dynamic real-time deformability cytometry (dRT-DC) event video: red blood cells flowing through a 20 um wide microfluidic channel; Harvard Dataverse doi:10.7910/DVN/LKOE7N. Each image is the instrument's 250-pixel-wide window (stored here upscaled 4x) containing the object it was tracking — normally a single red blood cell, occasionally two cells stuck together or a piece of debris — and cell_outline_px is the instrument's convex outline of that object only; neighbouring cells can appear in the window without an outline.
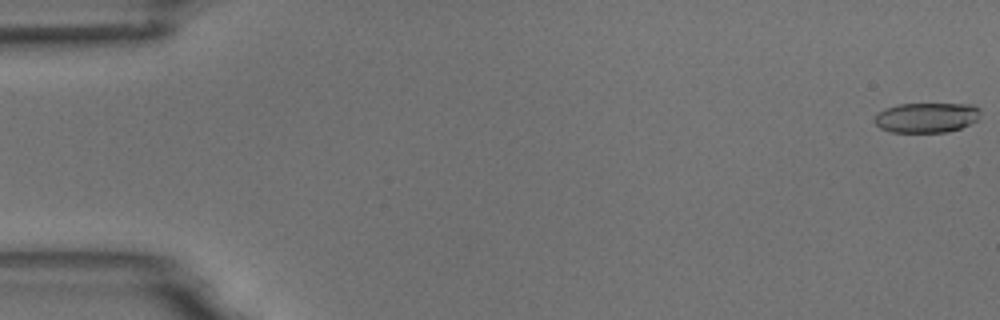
{"species": "common noctule bat (a hibernating species)", "species_latin": "Nyctalus noctula", "temperature_condition": "room temperature", "stored_images_in_passage": 6, "camera_frame_rate_fps": 3000, "um_per_image_px": 0.085, "animal": {"sex": "male", "body_mass_g": 18.8}, "frame": {"image": 1, "passage_image": 1, "time_ms": 0.0, "image_size_px": [1000, 320], "cell_outline_px": [[980, 112], [976, 120], [960, 128], [948, 132], [892, 132], [880, 128], [872, 120], [884, 108], [900, 104], [972, 104], [980, 108]], "centroid_in_image_um": [78.74, 9.99], "position_along_channel_um": 6.3, "area_um2": 18.44}}
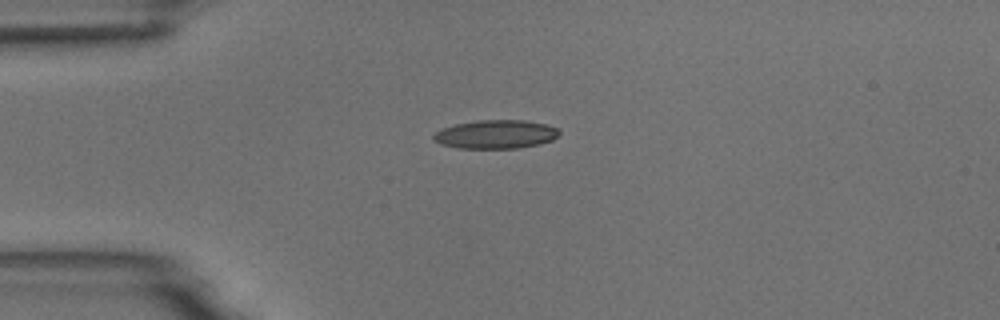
{"frame": {"image": 2, "passage_image": 5, "time_ms": 4.333, "image_size_px": [1000, 320], "cell_outline_px": [[560, 132], [552, 140], [540, 144], [520, 148], [456, 148], [440, 144], [432, 140], [432, 136], [440, 128], [456, 124], [476, 120], [524, 120], [544, 124], [560, 128]], "centroid_in_image_um": [42.11, 11.42], "position_along_channel_um": 42.9, "area_um2": 21.15}}